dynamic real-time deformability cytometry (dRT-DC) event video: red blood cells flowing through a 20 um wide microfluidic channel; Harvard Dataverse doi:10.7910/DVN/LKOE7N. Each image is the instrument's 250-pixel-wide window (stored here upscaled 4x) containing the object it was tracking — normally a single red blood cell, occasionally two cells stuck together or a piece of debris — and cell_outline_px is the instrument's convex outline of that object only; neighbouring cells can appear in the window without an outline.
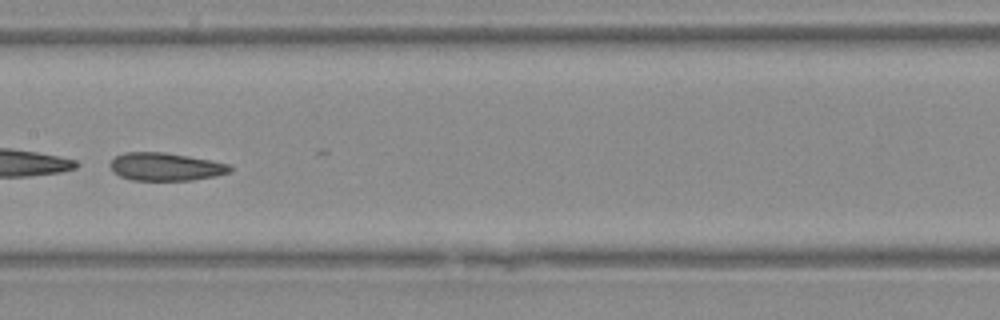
{"species": "Egyptian fruit bat (a non-hibernating species)", "species_latin": "Rousettus aegyptiacus", "temperature_condition": "warm", "stored_images_in_passage": 35, "camera_frame_rate_fps": 3000, "um_per_image_px": 0.085, "animal": {"sex": "female"}, "frame": {"image": 1, "passage_image": 16, "time_ms": 5.0, "image_size_px": [1000, 320], "cell_outline_px": [[232, 168], [228, 172], [212, 176], [192, 180], [132, 180], [120, 176], [112, 172], [108, 164], [116, 156], [124, 152], [164, 152], [188, 156], [228, 164]], "centroid_in_image_um": [13.99, 14.17], "position_along_channel_um": 193.4, "area_um2": 19.31}}